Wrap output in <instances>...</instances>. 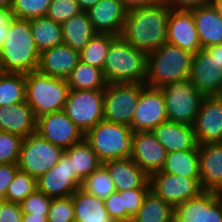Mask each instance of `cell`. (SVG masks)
<instances>
[{
  "instance_id": "obj_1",
  "label": "cell",
  "mask_w": 222,
  "mask_h": 222,
  "mask_svg": "<svg viewBox=\"0 0 222 222\" xmlns=\"http://www.w3.org/2000/svg\"><path fill=\"white\" fill-rule=\"evenodd\" d=\"M171 9L158 4L127 11L120 37L132 47L149 54L167 43V21Z\"/></svg>"
},
{
  "instance_id": "obj_2",
  "label": "cell",
  "mask_w": 222,
  "mask_h": 222,
  "mask_svg": "<svg viewBox=\"0 0 222 222\" xmlns=\"http://www.w3.org/2000/svg\"><path fill=\"white\" fill-rule=\"evenodd\" d=\"M39 55L30 20L14 18L0 49V72L27 74L37 71Z\"/></svg>"
},
{
  "instance_id": "obj_3",
  "label": "cell",
  "mask_w": 222,
  "mask_h": 222,
  "mask_svg": "<svg viewBox=\"0 0 222 222\" xmlns=\"http://www.w3.org/2000/svg\"><path fill=\"white\" fill-rule=\"evenodd\" d=\"M193 54L175 45L165 43L147 54L145 84L160 88L166 84L190 78Z\"/></svg>"
},
{
  "instance_id": "obj_4",
  "label": "cell",
  "mask_w": 222,
  "mask_h": 222,
  "mask_svg": "<svg viewBox=\"0 0 222 222\" xmlns=\"http://www.w3.org/2000/svg\"><path fill=\"white\" fill-rule=\"evenodd\" d=\"M108 84L141 83L147 77V54L118 36L110 45L103 66Z\"/></svg>"
},
{
  "instance_id": "obj_5",
  "label": "cell",
  "mask_w": 222,
  "mask_h": 222,
  "mask_svg": "<svg viewBox=\"0 0 222 222\" xmlns=\"http://www.w3.org/2000/svg\"><path fill=\"white\" fill-rule=\"evenodd\" d=\"M25 82V101L33 109L36 119L64 109L69 92L66 79L32 71L25 74Z\"/></svg>"
},
{
  "instance_id": "obj_6",
  "label": "cell",
  "mask_w": 222,
  "mask_h": 222,
  "mask_svg": "<svg viewBox=\"0 0 222 222\" xmlns=\"http://www.w3.org/2000/svg\"><path fill=\"white\" fill-rule=\"evenodd\" d=\"M133 133L128 125L103 120L91 128L84 139L104 163L132 156Z\"/></svg>"
},
{
  "instance_id": "obj_7",
  "label": "cell",
  "mask_w": 222,
  "mask_h": 222,
  "mask_svg": "<svg viewBox=\"0 0 222 222\" xmlns=\"http://www.w3.org/2000/svg\"><path fill=\"white\" fill-rule=\"evenodd\" d=\"M160 89L168 121L192 126L204 95L195 88L190 79L172 82Z\"/></svg>"
},
{
  "instance_id": "obj_8",
  "label": "cell",
  "mask_w": 222,
  "mask_h": 222,
  "mask_svg": "<svg viewBox=\"0 0 222 222\" xmlns=\"http://www.w3.org/2000/svg\"><path fill=\"white\" fill-rule=\"evenodd\" d=\"M146 84L111 83L104 89V120L128 125L132 128L134 111L137 108L141 90Z\"/></svg>"
},
{
  "instance_id": "obj_9",
  "label": "cell",
  "mask_w": 222,
  "mask_h": 222,
  "mask_svg": "<svg viewBox=\"0 0 222 222\" xmlns=\"http://www.w3.org/2000/svg\"><path fill=\"white\" fill-rule=\"evenodd\" d=\"M63 153L61 147L35 132L23 138L17 165L19 170L37 179L56 165Z\"/></svg>"
},
{
  "instance_id": "obj_10",
  "label": "cell",
  "mask_w": 222,
  "mask_h": 222,
  "mask_svg": "<svg viewBox=\"0 0 222 222\" xmlns=\"http://www.w3.org/2000/svg\"><path fill=\"white\" fill-rule=\"evenodd\" d=\"M104 90H69L63 111L85 135L104 120Z\"/></svg>"
},
{
  "instance_id": "obj_11",
  "label": "cell",
  "mask_w": 222,
  "mask_h": 222,
  "mask_svg": "<svg viewBox=\"0 0 222 222\" xmlns=\"http://www.w3.org/2000/svg\"><path fill=\"white\" fill-rule=\"evenodd\" d=\"M151 190L173 208L198 196L203 190L200 179L157 171L149 176Z\"/></svg>"
},
{
  "instance_id": "obj_12",
  "label": "cell",
  "mask_w": 222,
  "mask_h": 222,
  "mask_svg": "<svg viewBox=\"0 0 222 222\" xmlns=\"http://www.w3.org/2000/svg\"><path fill=\"white\" fill-rule=\"evenodd\" d=\"M37 189L51 199L72 196L82 181L73 171L70 157L64 152L59 162L36 179Z\"/></svg>"
},
{
  "instance_id": "obj_13",
  "label": "cell",
  "mask_w": 222,
  "mask_h": 222,
  "mask_svg": "<svg viewBox=\"0 0 222 222\" xmlns=\"http://www.w3.org/2000/svg\"><path fill=\"white\" fill-rule=\"evenodd\" d=\"M173 222H222V194L204 190L175 206Z\"/></svg>"
},
{
  "instance_id": "obj_14",
  "label": "cell",
  "mask_w": 222,
  "mask_h": 222,
  "mask_svg": "<svg viewBox=\"0 0 222 222\" xmlns=\"http://www.w3.org/2000/svg\"><path fill=\"white\" fill-rule=\"evenodd\" d=\"M36 132L45 140L61 147L63 150L84 139V134L63 110L38 118Z\"/></svg>"
},
{
  "instance_id": "obj_15",
  "label": "cell",
  "mask_w": 222,
  "mask_h": 222,
  "mask_svg": "<svg viewBox=\"0 0 222 222\" xmlns=\"http://www.w3.org/2000/svg\"><path fill=\"white\" fill-rule=\"evenodd\" d=\"M168 121L165 101L160 88L145 86L140 93L132 121L133 132L152 131Z\"/></svg>"
},
{
  "instance_id": "obj_16",
  "label": "cell",
  "mask_w": 222,
  "mask_h": 222,
  "mask_svg": "<svg viewBox=\"0 0 222 222\" xmlns=\"http://www.w3.org/2000/svg\"><path fill=\"white\" fill-rule=\"evenodd\" d=\"M192 126L198 145L222 142V97L204 96Z\"/></svg>"
},
{
  "instance_id": "obj_17",
  "label": "cell",
  "mask_w": 222,
  "mask_h": 222,
  "mask_svg": "<svg viewBox=\"0 0 222 222\" xmlns=\"http://www.w3.org/2000/svg\"><path fill=\"white\" fill-rule=\"evenodd\" d=\"M190 81L204 96L220 95L222 67L204 48L193 54Z\"/></svg>"
},
{
  "instance_id": "obj_18",
  "label": "cell",
  "mask_w": 222,
  "mask_h": 222,
  "mask_svg": "<svg viewBox=\"0 0 222 222\" xmlns=\"http://www.w3.org/2000/svg\"><path fill=\"white\" fill-rule=\"evenodd\" d=\"M167 43L192 54L202 49L193 18V9H171L167 21Z\"/></svg>"
},
{
  "instance_id": "obj_19",
  "label": "cell",
  "mask_w": 222,
  "mask_h": 222,
  "mask_svg": "<svg viewBox=\"0 0 222 222\" xmlns=\"http://www.w3.org/2000/svg\"><path fill=\"white\" fill-rule=\"evenodd\" d=\"M166 156V149L157 141L152 131H137L133 133L131 158L149 176L152 173L161 171Z\"/></svg>"
},
{
  "instance_id": "obj_20",
  "label": "cell",
  "mask_w": 222,
  "mask_h": 222,
  "mask_svg": "<svg viewBox=\"0 0 222 222\" xmlns=\"http://www.w3.org/2000/svg\"><path fill=\"white\" fill-rule=\"evenodd\" d=\"M198 153L203 190L222 194V142L199 144Z\"/></svg>"
},
{
  "instance_id": "obj_21",
  "label": "cell",
  "mask_w": 222,
  "mask_h": 222,
  "mask_svg": "<svg viewBox=\"0 0 222 222\" xmlns=\"http://www.w3.org/2000/svg\"><path fill=\"white\" fill-rule=\"evenodd\" d=\"M86 12L97 33L120 36L127 15L121 0H100Z\"/></svg>"
},
{
  "instance_id": "obj_22",
  "label": "cell",
  "mask_w": 222,
  "mask_h": 222,
  "mask_svg": "<svg viewBox=\"0 0 222 222\" xmlns=\"http://www.w3.org/2000/svg\"><path fill=\"white\" fill-rule=\"evenodd\" d=\"M80 61V52L61 43L40 52L37 71L66 79Z\"/></svg>"
},
{
  "instance_id": "obj_23",
  "label": "cell",
  "mask_w": 222,
  "mask_h": 222,
  "mask_svg": "<svg viewBox=\"0 0 222 222\" xmlns=\"http://www.w3.org/2000/svg\"><path fill=\"white\" fill-rule=\"evenodd\" d=\"M102 165L108 170L117 192L151 188L149 175L131 157L109 160Z\"/></svg>"
},
{
  "instance_id": "obj_24",
  "label": "cell",
  "mask_w": 222,
  "mask_h": 222,
  "mask_svg": "<svg viewBox=\"0 0 222 222\" xmlns=\"http://www.w3.org/2000/svg\"><path fill=\"white\" fill-rule=\"evenodd\" d=\"M152 133L167 152L198 150L193 126L166 121L154 128Z\"/></svg>"
},
{
  "instance_id": "obj_25",
  "label": "cell",
  "mask_w": 222,
  "mask_h": 222,
  "mask_svg": "<svg viewBox=\"0 0 222 222\" xmlns=\"http://www.w3.org/2000/svg\"><path fill=\"white\" fill-rule=\"evenodd\" d=\"M37 119L26 101L0 107V131L28 137L36 132Z\"/></svg>"
},
{
  "instance_id": "obj_26",
  "label": "cell",
  "mask_w": 222,
  "mask_h": 222,
  "mask_svg": "<svg viewBox=\"0 0 222 222\" xmlns=\"http://www.w3.org/2000/svg\"><path fill=\"white\" fill-rule=\"evenodd\" d=\"M193 18L202 48L222 44V17L212 4L193 9Z\"/></svg>"
},
{
  "instance_id": "obj_27",
  "label": "cell",
  "mask_w": 222,
  "mask_h": 222,
  "mask_svg": "<svg viewBox=\"0 0 222 222\" xmlns=\"http://www.w3.org/2000/svg\"><path fill=\"white\" fill-rule=\"evenodd\" d=\"M75 222H112L104 200L79 188L72 194Z\"/></svg>"
},
{
  "instance_id": "obj_28",
  "label": "cell",
  "mask_w": 222,
  "mask_h": 222,
  "mask_svg": "<svg viewBox=\"0 0 222 222\" xmlns=\"http://www.w3.org/2000/svg\"><path fill=\"white\" fill-rule=\"evenodd\" d=\"M96 33L87 12L82 11L62 24L63 43L78 52L83 50Z\"/></svg>"
},
{
  "instance_id": "obj_29",
  "label": "cell",
  "mask_w": 222,
  "mask_h": 222,
  "mask_svg": "<svg viewBox=\"0 0 222 222\" xmlns=\"http://www.w3.org/2000/svg\"><path fill=\"white\" fill-rule=\"evenodd\" d=\"M198 150L167 152L161 171L174 175L200 179Z\"/></svg>"
},
{
  "instance_id": "obj_30",
  "label": "cell",
  "mask_w": 222,
  "mask_h": 222,
  "mask_svg": "<svg viewBox=\"0 0 222 222\" xmlns=\"http://www.w3.org/2000/svg\"><path fill=\"white\" fill-rule=\"evenodd\" d=\"M69 90H104L107 86L103 70L79 61L66 78Z\"/></svg>"
},
{
  "instance_id": "obj_31",
  "label": "cell",
  "mask_w": 222,
  "mask_h": 222,
  "mask_svg": "<svg viewBox=\"0 0 222 222\" xmlns=\"http://www.w3.org/2000/svg\"><path fill=\"white\" fill-rule=\"evenodd\" d=\"M30 27L39 52L63 43L62 25L47 16L30 19Z\"/></svg>"
},
{
  "instance_id": "obj_32",
  "label": "cell",
  "mask_w": 222,
  "mask_h": 222,
  "mask_svg": "<svg viewBox=\"0 0 222 222\" xmlns=\"http://www.w3.org/2000/svg\"><path fill=\"white\" fill-rule=\"evenodd\" d=\"M64 152L70 157L73 171H76L77 177L81 181L102 165L97 154L85 139L64 150Z\"/></svg>"
},
{
  "instance_id": "obj_33",
  "label": "cell",
  "mask_w": 222,
  "mask_h": 222,
  "mask_svg": "<svg viewBox=\"0 0 222 222\" xmlns=\"http://www.w3.org/2000/svg\"><path fill=\"white\" fill-rule=\"evenodd\" d=\"M174 208L150 190L138 213L135 222H173Z\"/></svg>"
},
{
  "instance_id": "obj_34",
  "label": "cell",
  "mask_w": 222,
  "mask_h": 222,
  "mask_svg": "<svg viewBox=\"0 0 222 222\" xmlns=\"http://www.w3.org/2000/svg\"><path fill=\"white\" fill-rule=\"evenodd\" d=\"M25 98V74L0 72V107L22 103Z\"/></svg>"
},
{
  "instance_id": "obj_35",
  "label": "cell",
  "mask_w": 222,
  "mask_h": 222,
  "mask_svg": "<svg viewBox=\"0 0 222 222\" xmlns=\"http://www.w3.org/2000/svg\"><path fill=\"white\" fill-rule=\"evenodd\" d=\"M117 37L110 33H96L80 52V60L103 70L108 49Z\"/></svg>"
},
{
  "instance_id": "obj_36",
  "label": "cell",
  "mask_w": 222,
  "mask_h": 222,
  "mask_svg": "<svg viewBox=\"0 0 222 222\" xmlns=\"http://www.w3.org/2000/svg\"><path fill=\"white\" fill-rule=\"evenodd\" d=\"M81 189L102 200H105L111 193L116 191L114 182L103 165L82 181Z\"/></svg>"
},
{
  "instance_id": "obj_37",
  "label": "cell",
  "mask_w": 222,
  "mask_h": 222,
  "mask_svg": "<svg viewBox=\"0 0 222 222\" xmlns=\"http://www.w3.org/2000/svg\"><path fill=\"white\" fill-rule=\"evenodd\" d=\"M35 189H37L36 179L30 174L18 170L8 186L5 201L20 204Z\"/></svg>"
},
{
  "instance_id": "obj_38",
  "label": "cell",
  "mask_w": 222,
  "mask_h": 222,
  "mask_svg": "<svg viewBox=\"0 0 222 222\" xmlns=\"http://www.w3.org/2000/svg\"><path fill=\"white\" fill-rule=\"evenodd\" d=\"M51 0H12L11 10L15 18L30 20L46 16Z\"/></svg>"
},
{
  "instance_id": "obj_39",
  "label": "cell",
  "mask_w": 222,
  "mask_h": 222,
  "mask_svg": "<svg viewBox=\"0 0 222 222\" xmlns=\"http://www.w3.org/2000/svg\"><path fill=\"white\" fill-rule=\"evenodd\" d=\"M23 137L0 131V164L18 163Z\"/></svg>"
},
{
  "instance_id": "obj_40",
  "label": "cell",
  "mask_w": 222,
  "mask_h": 222,
  "mask_svg": "<svg viewBox=\"0 0 222 222\" xmlns=\"http://www.w3.org/2000/svg\"><path fill=\"white\" fill-rule=\"evenodd\" d=\"M82 10L77 0H51L46 16L58 24H63Z\"/></svg>"
},
{
  "instance_id": "obj_41",
  "label": "cell",
  "mask_w": 222,
  "mask_h": 222,
  "mask_svg": "<svg viewBox=\"0 0 222 222\" xmlns=\"http://www.w3.org/2000/svg\"><path fill=\"white\" fill-rule=\"evenodd\" d=\"M47 218L48 222H75L72 196L52 199Z\"/></svg>"
},
{
  "instance_id": "obj_42",
  "label": "cell",
  "mask_w": 222,
  "mask_h": 222,
  "mask_svg": "<svg viewBox=\"0 0 222 222\" xmlns=\"http://www.w3.org/2000/svg\"><path fill=\"white\" fill-rule=\"evenodd\" d=\"M51 201V198L46 196L38 189H35L19 205L22 210V213H32L34 215H48Z\"/></svg>"
},
{
  "instance_id": "obj_43",
  "label": "cell",
  "mask_w": 222,
  "mask_h": 222,
  "mask_svg": "<svg viewBox=\"0 0 222 222\" xmlns=\"http://www.w3.org/2000/svg\"><path fill=\"white\" fill-rule=\"evenodd\" d=\"M151 188H136L131 190L119 191L122 197L123 208L126 212L134 217L142 206L145 196Z\"/></svg>"
},
{
  "instance_id": "obj_44",
  "label": "cell",
  "mask_w": 222,
  "mask_h": 222,
  "mask_svg": "<svg viewBox=\"0 0 222 222\" xmlns=\"http://www.w3.org/2000/svg\"><path fill=\"white\" fill-rule=\"evenodd\" d=\"M105 208L112 220L127 219L131 216L123 208L122 197L119 192L111 193L104 200Z\"/></svg>"
},
{
  "instance_id": "obj_45",
  "label": "cell",
  "mask_w": 222,
  "mask_h": 222,
  "mask_svg": "<svg viewBox=\"0 0 222 222\" xmlns=\"http://www.w3.org/2000/svg\"><path fill=\"white\" fill-rule=\"evenodd\" d=\"M19 170L17 163L0 164V200H5L9 184Z\"/></svg>"
},
{
  "instance_id": "obj_46",
  "label": "cell",
  "mask_w": 222,
  "mask_h": 222,
  "mask_svg": "<svg viewBox=\"0 0 222 222\" xmlns=\"http://www.w3.org/2000/svg\"><path fill=\"white\" fill-rule=\"evenodd\" d=\"M23 213L20 205L4 201L0 208V222H22Z\"/></svg>"
},
{
  "instance_id": "obj_47",
  "label": "cell",
  "mask_w": 222,
  "mask_h": 222,
  "mask_svg": "<svg viewBox=\"0 0 222 222\" xmlns=\"http://www.w3.org/2000/svg\"><path fill=\"white\" fill-rule=\"evenodd\" d=\"M173 10H192L200 6L212 4V0H161Z\"/></svg>"
},
{
  "instance_id": "obj_48",
  "label": "cell",
  "mask_w": 222,
  "mask_h": 222,
  "mask_svg": "<svg viewBox=\"0 0 222 222\" xmlns=\"http://www.w3.org/2000/svg\"><path fill=\"white\" fill-rule=\"evenodd\" d=\"M14 18L15 16L11 8H0V49L6 40V36Z\"/></svg>"
},
{
  "instance_id": "obj_49",
  "label": "cell",
  "mask_w": 222,
  "mask_h": 222,
  "mask_svg": "<svg viewBox=\"0 0 222 222\" xmlns=\"http://www.w3.org/2000/svg\"><path fill=\"white\" fill-rule=\"evenodd\" d=\"M127 11L158 4L161 0H121Z\"/></svg>"
},
{
  "instance_id": "obj_50",
  "label": "cell",
  "mask_w": 222,
  "mask_h": 222,
  "mask_svg": "<svg viewBox=\"0 0 222 222\" xmlns=\"http://www.w3.org/2000/svg\"><path fill=\"white\" fill-rule=\"evenodd\" d=\"M205 50L209 54H211L218 63V65L222 67V44L209 46L205 48Z\"/></svg>"
},
{
  "instance_id": "obj_51",
  "label": "cell",
  "mask_w": 222,
  "mask_h": 222,
  "mask_svg": "<svg viewBox=\"0 0 222 222\" xmlns=\"http://www.w3.org/2000/svg\"><path fill=\"white\" fill-rule=\"evenodd\" d=\"M47 216L23 213L22 222H48Z\"/></svg>"
},
{
  "instance_id": "obj_52",
  "label": "cell",
  "mask_w": 222,
  "mask_h": 222,
  "mask_svg": "<svg viewBox=\"0 0 222 222\" xmlns=\"http://www.w3.org/2000/svg\"><path fill=\"white\" fill-rule=\"evenodd\" d=\"M77 1H78L80 9L83 12H86L100 0H77Z\"/></svg>"
},
{
  "instance_id": "obj_53",
  "label": "cell",
  "mask_w": 222,
  "mask_h": 222,
  "mask_svg": "<svg viewBox=\"0 0 222 222\" xmlns=\"http://www.w3.org/2000/svg\"><path fill=\"white\" fill-rule=\"evenodd\" d=\"M212 5L216 8L222 17V0H212Z\"/></svg>"
},
{
  "instance_id": "obj_54",
  "label": "cell",
  "mask_w": 222,
  "mask_h": 222,
  "mask_svg": "<svg viewBox=\"0 0 222 222\" xmlns=\"http://www.w3.org/2000/svg\"><path fill=\"white\" fill-rule=\"evenodd\" d=\"M12 0H0V8H11Z\"/></svg>"
},
{
  "instance_id": "obj_55",
  "label": "cell",
  "mask_w": 222,
  "mask_h": 222,
  "mask_svg": "<svg viewBox=\"0 0 222 222\" xmlns=\"http://www.w3.org/2000/svg\"><path fill=\"white\" fill-rule=\"evenodd\" d=\"M112 222H135V220L134 217H130L127 219L112 220Z\"/></svg>"
},
{
  "instance_id": "obj_56",
  "label": "cell",
  "mask_w": 222,
  "mask_h": 222,
  "mask_svg": "<svg viewBox=\"0 0 222 222\" xmlns=\"http://www.w3.org/2000/svg\"><path fill=\"white\" fill-rule=\"evenodd\" d=\"M5 200H0V208H1V205H2V203L4 202Z\"/></svg>"
}]
</instances>
